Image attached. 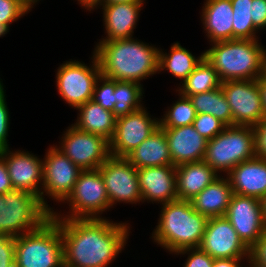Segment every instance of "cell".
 Here are the masks:
<instances>
[{
  "mask_svg": "<svg viewBox=\"0 0 266 267\" xmlns=\"http://www.w3.org/2000/svg\"><path fill=\"white\" fill-rule=\"evenodd\" d=\"M53 219L61 231L64 267H108L129 238L128 223L105 218Z\"/></svg>",
  "mask_w": 266,
  "mask_h": 267,
  "instance_id": "cell-1",
  "label": "cell"
},
{
  "mask_svg": "<svg viewBox=\"0 0 266 267\" xmlns=\"http://www.w3.org/2000/svg\"><path fill=\"white\" fill-rule=\"evenodd\" d=\"M98 59L101 75L126 82H136L158 71L159 48L137 39L100 41L93 51Z\"/></svg>",
  "mask_w": 266,
  "mask_h": 267,
  "instance_id": "cell-2",
  "label": "cell"
},
{
  "mask_svg": "<svg viewBox=\"0 0 266 267\" xmlns=\"http://www.w3.org/2000/svg\"><path fill=\"white\" fill-rule=\"evenodd\" d=\"M204 58L218 73L221 82L255 80L266 71V48L259 39H232L210 44Z\"/></svg>",
  "mask_w": 266,
  "mask_h": 267,
  "instance_id": "cell-3",
  "label": "cell"
},
{
  "mask_svg": "<svg viewBox=\"0 0 266 267\" xmlns=\"http://www.w3.org/2000/svg\"><path fill=\"white\" fill-rule=\"evenodd\" d=\"M161 207L152 240L170 253L199 248L208 218L195 211L190 201L174 200Z\"/></svg>",
  "mask_w": 266,
  "mask_h": 267,
  "instance_id": "cell-4",
  "label": "cell"
},
{
  "mask_svg": "<svg viewBox=\"0 0 266 267\" xmlns=\"http://www.w3.org/2000/svg\"><path fill=\"white\" fill-rule=\"evenodd\" d=\"M15 267H64L61 231L52 217L38 229L15 237Z\"/></svg>",
  "mask_w": 266,
  "mask_h": 267,
  "instance_id": "cell-5",
  "label": "cell"
},
{
  "mask_svg": "<svg viewBox=\"0 0 266 267\" xmlns=\"http://www.w3.org/2000/svg\"><path fill=\"white\" fill-rule=\"evenodd\" d=\"M52 216L40 197L14 189L0 194V235L21 236L41 227Z\"/></svg>",
  "mask_w": 266,
  "mask_h": 267,
  "instance_id": "cell-6",
  "label": "cell"
},
{
  "mask_svg": "<svg viewBox=\"0 0 266 267\" xmlns=\"http://www.w3.org/2000/svg\"><path fill=\"white\" fill-rule=\"evenodd\" d=\"M251 126H227L207 142L204 161L217 173L226 175L239 163L255 157Z\"/></svg>",
  "mask_w": 266,
  "mask_h": 267,
  "instance_id": "cell-7",
  "label": "cell"
},
{
  "mask_svg": "<svg viewBox=\"0 0 266 267\" xmlns=\"http://www.w3.org/2000/svg\"><path fill=\"white\" fill-rule=\"evenodd\" d=\"M63 202L69 203L68 215L62 217L53 210L52 218L102 219L100 214L111 206L99 168L82 170L72 192Z\"/></svg>",
  "mask_w": 266,
  "mask_h": 267,
  "instance_id": "cell-8",
  "label": "cell"
},
{
  "mask_svg": "<svg viewBox=\"0 0 266 267\" xmlns=\"http://www.w3.org/2000/svg\"><path fill=\"white\" fill-rule=\"evenodd\" d=\"M92 65L76 60L61 64L56 73L58 94L71 107L76 109L92 100L94 87L101 75L98 59L93 52Z\"/></svg>",
  "mask_w": 266,
  "mask_h": 267,
  "instance_id": "cell-9",
  "label": "cell"
},
{
  "mask_svg": "<svg viewBox=\"0 0 266 267\" xmlns=\"http://www.w3.org/2000/svg\"><path fill=\"white\" fill-rule=\"evenodd\" d=\"M232 113V126L253 127L265 117L258 79L221 83Z\"/></svg>",
  "mask_w": 266,
  "mask_h": 267,
  "instance_id": "cell-10",
  "label": "cell"
},
{
  "mask_svg": "<svg viewBox=\"0 0 266 267\" xmlns=\"http://www.w3.org/2000/svg\"><path fill=\"white\" fill-rule=\"evenodd\" d=\"M56 148L82 170L98 169L110 156L109 141L104 137L68 127Z\"/></svg>",
  "mask_w": 266,
  "mask_h": 267,
  "instance_id": "cell-11",
  "label": "cell"
},
{
  "mask_svg": "<svg viewBox=\"0 0 266 267\" xmlns=\"http://www.w3.org/2000/svg\"><path fill=\"white\" fill-rule=\"evenodd\" d=\"M48 149L43 159L44 180L41 201L52 212L53 208L48 206L44 196H50L52 200L63 202L72 192L82 169L56 146L53 145Z\"/></svg>",
  "mask_w": 266,
  "mask_h": 267,
  "instance_id": "cell-12",
  "label": "cell"
},
{
  "mask_svg": "<svg viewBox=\"0 0 266 267\" xmlns=\"http://www.w3.org/2000/svg\"><path fill=\"white\" fill-rule=\"evenodd\" d=\"M99 170L111 207L117 202H142L137 168L126 157L110 155Z\"/></svg>",
  "mask_w": 266,
  "mask_h": 267,
  "instance_id": "cell-13",
  "label": "cell"
},
{
  "mask_svg": "<svg viewBox=\"0 0 266 267\" xmlns=\"http://www.w3.org/2000/svg\"><path fill=\"white\" fill-rule=\"evenodd\" d=\"M150 116L143 106L127 115L117 117L115 132L109 141L110 155L126 157L157 130L159 118H151Z\"/></svg>",
  "mask_w": 266,
  "mask_h": 267,
  "instance_id": "cell-14",
  "label": "cell"
},
{
  "mask_svg": "<svg viewBox=\"0 0 266 267\" xmlns=\"http://www.w3.org/2000/svg\"><path fill=\"white\" fill-rule=\"evenodd\" d=\"M199 248L213 259L248 258L249 248L225 216L208 218Z\"/></svg>",
  "mask_w": 266,
  "mask_h": 267,
  "instance_id": "cell-15",
  "label": "cell"
},
{
  "mask_svg": "<svg viewBox=\"0 0 266 267\" xmlns=\"http://www.w3.org/2000/svg\"><path fill=\"white\" fill-rule=\"evenodd\" d=\"M225 217L248 248L266 231L261 202L257 198L233 193Z\"/></svg>",
  "mask_w": 266,
  "mask_h": 267,
  "instance_id": "cell-16",
  "label": "cell"
},
{
  "mask_svg": "<svg viewBox=\"0 0 266 267\" xmlns=\"http://www.w3.org/2000/svg\"><path fill=\"white\" fill-rule=\"evenodd\" d=\"M0 156L5 160L13 188L31 192L41 199L43 160L28 151L12 152L9 148L0 150Z\"/></svg>",
  "mask_w": 266,
  "mask_h": 267,
  "instance_id": "cell-17",
  "label": "cell"
},
{
  "mask_svg": "<svg viewBox=\"0 0 266 267\" xmlns=\"http://www.w3.org/2000/svg\"><path fill=\"white\" fill-rule=\"evenodd\" d=\"M137 173L142 202L165 204L178 199L175 165L145 167Z\"/></svg>",
  "mask_w": 266,
  "mask_h": 267,
  "instance_id": "cell-18",
  "label": "cell"
},
{
  "mask_svg": "<svg viewBox=\"0 0 266 267\" xmlns=\"http://www.w3.org/2000/svg\"><path fill=\"white\" fill-rule=\"evenodd\" d=\"M161 129L165 132L173 165L204 159L208 140L200 135L193 125Z\"/></svg>",
  "mask_w": 266,
  "mask_h": 267,
  "instance_id": "cell-19",
  "label": "cell"
},
{
  "mask_svg": "<svg viewBox=\"0 0 266 267\" xmlns=\"http://www.w3.org/2000/svg\"><path fill=\"white\" fill-rule=\"evenodd\" d=\"M144 2H123L107 5H91L87 10L102 6L106 37L100 41L133 38L139 12Z\"/></svg>",
  "mask_w": 266,
  "mask_h": 267,
  "instance_id": "cell-20",
  "label": "cell"
},
{
  "mask_svg": "<svg viewBox=\"0 0 266 267\" xmlns=\"http://www.w3.org/2000/svg\"><path fill=\"white\" fill-rule=\"evenodd\" d=\"M225 176L235 194L259 200L266 195V160L251 158L236 165Z\"/></svg>",
  "mask_w": 266,
  "mask_h": 267,
  "instance_id": "cell-21",
  "label": "cell"
},
{
  "mask_svg": "<svg viewBox=\"0 0 266 267\" xmlns=\"http://www.w3.org/2000/svg\"><path fill=\"white\" fill-rule=\"evenodd\" d=\"M219 176L204 160L176 166L178 199L192 200Z\"/></svg>",
  "mask_w": 266,
  "mask_h": 267,
  "instance_id": "cell-22",
  "label": "cell"
},
{
  "mask_svg": "<svg viewBox=\"0 0 266 267\" xmlns=\"http://www.w3.org/2000/svg\"><path fill=\"white\" fill-rule=\"evenodd\" d=\"M201 16L203 29L210 43L233 39V11L230 0H206Z\"/></svg>",
  "mask_w": 266,
  "mask_h": 267,
  "instance_id": "cell-23",
  "label": "cell"
},
{
  "mask_svg": "<svg viewBox=\"0 0 266 267\" xmlns=\"http://www.w3.org/2000/svg\"><path fill=\"white\" fill-rule=\"evenodd\" d=\"M232 195L233 190L227 176H219L190 202L193 209L205 217H220L226 215Z\"/></svg>",
  "mask_w": 266,
  "mask_h": 267,
  "instance_id": "cell-24",
  "label": "cell"
},
{
  "mask_svg": "<svg viewBox=\"0 0 266 267\" xmlns=\"http://www.w3.org/2000/svg\"><path fill=\"white\" fill-rule=\"evenodd\" d=\"M126 158L137 169L173 165L165 132L159 127Z\"/></svg>",
  "mask_w": 266,
  "mask_h": 267,
  "instance_id": "cell-25",
  "label": "cell"
},
{
  "mask_svg": "<svg viewBox=\"0 0 266 267\" xmlns=\"http://www.w3.org/2000/svg\"><path fill=\"white\" fill-rule=\"evenodd\" d=\"M79 111L76 123L77 129L91 134H97L110 141L115 132L117 117L110 110L100 106L93 100L87 101L76 108Z\"/></svg>",
  "mask_w": 266,
  "mask_h": 267,
  "instance_id": "cell-26",
  "label": "cell"
},
{
  "mask_svg": "<svg viewBox=\"0 0 266 267\" xmlns=\"http://www.w3.org/2000/svg\"><path fill=\"white\" fill-rule=\"evenodd\" d=\"M203 58L204 53L195 57L186 48L182 47L179 42H176L171 45L170 53H164L159 49L158 71L168 70L172 76L181 79L182 83Z\"/></svg>",
  "mask_w": 266,
  "mask_h": 267,
  "instance_id": "cell-27",
  "label": "cell"
},
{
  "mask_svg": "<svg viewBox=\"0 0 266 267\" xmlns=\"http://www.w3.org/2000/svg\"><path fill=\"white\" fill-rule=\"evenodd\" d=\"M197 114H211L226 126H232V113L222 87L188 97Z\"/></svg>",
  "mask_w": 266,
  "mask_h": 267,
  "instance_id": "cell-28",
  "label": "cell"
},
{
  "mask_svg": "<svg viewBox=\"0 0 266 267\" xmlns=\"http://www.w3.org/2000/svg\"><path fill=\"white\" fill-rule=\"evenodd\" d=\"M221 80L214 67L205 58L195 67L194 71L184 80L178 94L189 97L221 87Z\"/></svg>",
  "mask_w": 266,
  "mask_h": 267,
  "instance_id": "cell-29",
  "label": "cell"
},
{
  "mask_svg": "<svg viewBox=\"0 0 266 267\" xmlns=\"http://www.w3.org/2000/svg\"><path fill=\"white\" fill-rule=\"evenodd\" d=\"M143 85L136 82L115 80V105L112 111L116 117L127 115L143 107L141 104Z\"/></svg>",
  "mask_w": 266,
  "mask_h": 267,
  "instance_id": "cell-30",
  "label": "cell"
},
{
  "mask_svg": "<svg viewBox=\"0 0 266 267\" xmlns=\"http://www.w3.org/2000/svg\"><path fill=\"white\" fill-rule=\"evenodd\" d=\"M233 11V39H258L252 22V0H230Z\"/></svg>",
  "mask_w": 266,
  "mask_h": 267,
  "instance_id": "cell-31",
  "label": "cell"
},
{
  "mask_svg": "<svg viewBox=\"0 0 266 267\" xmlns=\"http://www.w3.org/2000/svg\"><path fill=\"white\" fill-rule=\"evenodd\" d=\"M179 100L175 101L166 114L159 119L160 128H177L192 125L196 118V110L190 99L179 94Z\"/></svg>",
  "mask_w": 266,
  "mask_h": 267,
  "instance_id": "cell-32",
  "label": "cell"
},
{
  "mask_svg": "<svg viewBox=\"0 0 266 267\" xmlns=\"http://www.w3.org/2000/svg\"><path fill=\"white\" fill-rule=\"evenodd\" d=\"M114 90L115 80L100 75L94 87L92 100L103 108L113 111L115 105Z\"/></svg>",
  "mask_w": 266,
  "mask_h": 267,
  "instance_id": "cell-33",
  "label": "cell"
},
{
  "mask_svg": "<svg viewBox=\"0 0 266 267\" xmlns=\"http://www.w3.org/2000/svg\"><path fill=\"white\" fill-rule=\"evenodd\" d=\"M28 11L16 0H0V37L9 32V25L27 14Z\"/></svg>",
  "mask_w": 266,
  "mask_h": 267,
  "instance_id": "cell-34",
  "label": "cell"
},
{
  "mask_svg": "<svg viewBox=\"0 0 266 267\" xmlns=\"http://www.w3.org/2000/svg\"><path fill=\"white\" fill-rule=\"evenodd\" d=\"M192 125L208 141L212 140L227 127L216 117L204 113L197 114Z\"/></svg>",
  "mask_w": 266,
  "mask_h": 267,
  "instance_id": "cell-35",
  "label": "cell"
},
{
  "mask_svg": "<svg viewBox=\"0 0 266 267\" xmlns=\"http://www.w3.org/2000/svg\"><path fill=\"white\" fill-rule=\"evenodd\" d=\"M189 254L183 267H213L214 259L200 248H186L174 255Z\"/></svg>",
  "mask_w": 266,
  "mask_h": 267,
  "instance_id": "cell-36",
  "label": "cell"
},
{
  "mask_svg": "<svg viewBox=\"0 0 266 267\" xmlns=\"http://www.w3.org/2000/svg\"><path fill=\"white\" fill-rule=\"evenodd\" d=\"M0 78V150L10 148L8 145V132L10 124L9 109L5 98L4 86Z\"/></svg>",
  "mask_w": 266,
  "mask_h": 267,
  "instance_id": "cell-37",
  "label": "cell"
},
{
  "mask_svg": "<svg viewBox=\"0 0 266 267\" xmlns=\"http://www.w3.org/2000/svg\"><path fill=\"white\" fill-rule=\"evenodd\" d=\"M247 262L250 267H266V231L249 248Z\"/></svg>",
  "mask_w": 266,
  "mask_h": 267,
  "instance_id": "cell-38",
  "label": "cell"
},
{
  "mask_svg": "<svg viewBox=\"0 0 266 267\" xmlns=\"http://www.w3.org/2000/svg\"><path fill=\"white\" fill-rule=\"evenodd\" d=\"M0 267H15V237L0 235Z\"/></svg>",
  "mask_w": 266,
  "mask_h": 267,
  "instance_id": "cell-39",
  "label": "cell"
},
{
  "mask_svg": "<svg viewBox=\"0 0 266 267\" xmlns=\"http://www.w3.org/2000/svg\"><path fill=\"white\" fill-rule=\"evenodd\" d=\"M255 157L266 160V116L253 127Z\"/></svg>",
  "mask_w": 266,
  "mask_h": 267,
  "instance_id": "cell-40",
  "label": "cell"
},
{
  "mask_svg": "<svg viewBox=\"0 0 266 267\" xmlns=\"http://www.w3.org/2000/svg\"><path fill=\"white\" fill-rule=\"evenodd\" d=\"M252 22L258 29L266 30V0H252Z\"/></svg>",
  "mask_w": 266,
  "mask_h": 267,
  "instance_id": "cell-41",
  "label": "cell"
},
{
  "mask_svg": "<svg viewBox=\"0 0 266 267\" xmlns=\"http://www.w3.org/2000/svg\"><path fill=\"white\" fill-rule=\"evenodd\" d=\"M14 190L5 160L0 156V194Z\"/></svg>",
  "mask_w": 266,
  "mask_h": 267,
  "instance_id": "cell-42",
  "label": "cell"
},
{
  "mask_svg": "<svg viewBox=\"0 0 266 267\" xmlns=\"http://www.w3.org/2000/svg\"><path fill=\"white\" fill-rule=\"evenodd\" d=\"M248 258H221L214 259L213 267H243L241 261ZM241 264V265H240Z\"/></svg>",
  "mask_w": 266,
  "mask_h": 267,
  "instance_id": "cell-43",
  "label": "cell"
},
{
  "mask_svg": "<svg viewBox=\"0 0 266 267\" xmlns=\"http://www.w3.org/2000/svg\"><path fill=\"white\" fill-rule=\"evenodd\" d=\"M258 84L261 91L262 105L266 116V71L258 78Z\"/></svg>",
  "mask_w": 266,
  "mask_h": 267,
  "instance_id": "cell-44",
  "label": "cell"
},
{
  "mask_svg": "<svg viewBox=\"0 0 266 267\" xmlns=\"http://www.w3.org/2000/svg\"><path fill=\"white\" fill-rule=\"evenodd\" d=\"M123 2H144V0H96L92 5H107Z\"/></svg>",
  "mask_w": 266,
  "mask_h": 267,
  "instance_id": "cell-45",
  "label": "cell"
},
{
  "mask_svg": "<svg viewBox=\"0 0 266 267\" xmlns=\"http://www.w3.org/2000/svg\"><path fill=\"white\" fill-rule=\"evenodd\" d=\"M21 6H23L28 12L33 8L39 0H16Z\"/></svg>",
  "mask_w": 266,
  "mask_h": 267,
  "instance_id": "cell-46",
  "label": "cell"
},
{
  "mask_svg": "<svg viewBox=\"0 0 266 267\" xmlns=\"http://www.w3.org/2000/svg\"><path fill=\"white\" fill-rule=\"evenodd\" d=\"M260 202H261L262 218L266 225V195L260 199Z\"/></svg>",
  "mask_w": 266,
  "mask_h": 267,
  "instance_id": "cell-47",
  "label": "cell"
},
{
  "mask_svg": "<svg viewBox=\"0 0 266 267\" xmlns=\"http://www.w3.org/2000/svg\"><path fill=\"white\" fill-rule=\"evenodd\" d=\"M78 4L84 7L86 10L96 1V0H77Z\"/></svg>",
  "mask_w": 266,
  "mask_h": 267,
  "instance_id": "cell-48",
  "label": "cell"
}]
</instances>
